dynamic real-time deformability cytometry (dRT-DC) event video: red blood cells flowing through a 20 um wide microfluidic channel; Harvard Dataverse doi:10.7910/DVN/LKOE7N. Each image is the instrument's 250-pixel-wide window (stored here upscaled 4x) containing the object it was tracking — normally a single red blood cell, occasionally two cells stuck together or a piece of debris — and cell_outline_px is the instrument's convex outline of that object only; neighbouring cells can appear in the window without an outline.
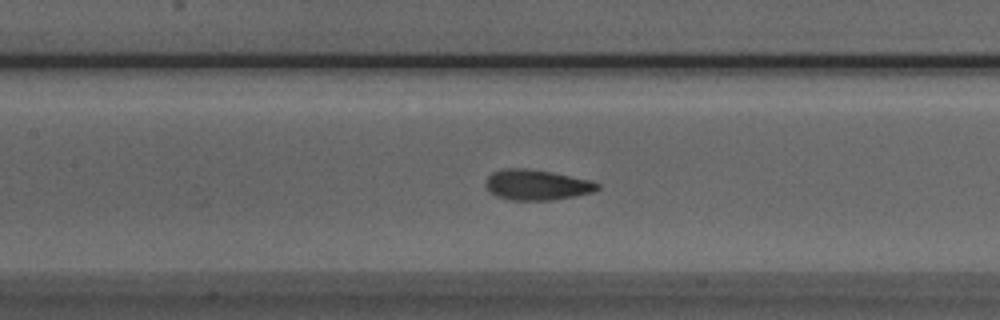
{"species": "Egyptian fruit bat (a non-hibernating species)", "species_latin": "Rousettus aegyptiacus", "temperature_condition": "room temperature", "stored_images_in_passage": 52, "camera_frame_rate_fps": 3000, "um_per_image_px": 0.085, "animal": {"sex": "male"}, "frame": {"image": 1, "passage_image": 23, "time_ms": 7.333, "image_size_px": [1000, 320], "cell_outline_px": [[600, 188], [592, 192], [552, 200], [512, 200], [496, 196], [484, 184], [484, 180], [492, 172], [504, 168], [528, 168], [552, 172], [592, 180], [600, 184]], "centroid_in_image_um": [45.61, 15.7], "position_along_channel_um": 161.8, "area_um2": 19.88}}
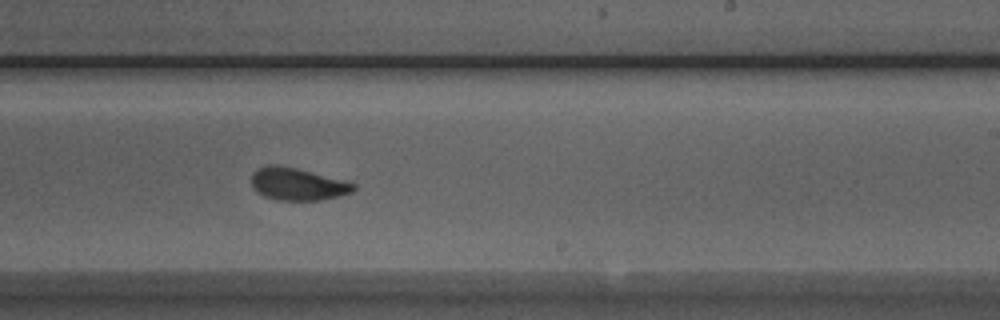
{"frame": {"image": 2, "passage_image": 31, "time_ms": 10.0, "image_size_px": [1000, 320], "cell_outline_px": [[356, 188], [352, 192], [340, 196], [320, 200], [276, 200], [264, 196], [256, 192], [252, 184], [252, 172], [256, 168], [268, 164], [276, 164], [296, 168], [344, 180], [356, 184]], "centroid_in_image_um": [25.27, 15.64], "position_along_channel_um": 263.7, "area_um2": 19.42}}
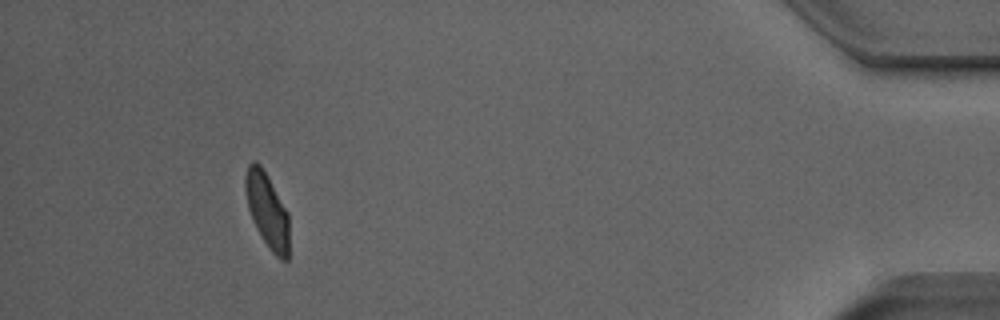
{"frame": {"image": 3, "passage_image": 48, "time_ms": 15.667, "image_size_px": [1000, 320], "cell_outline_px": [[288, 260], [280, 260], [268, 248], [256, 228], [252, 220], [248, 208], [244, 188], [244, 180], [248, 164], [252, 160], [256, 160], [260, 164], [268, 176], [288, 212]], "centroid_in_image_um": [22.69, 17.86], "position_along_channel_um": 412.5, "area_um2": 19.25}, "authors_computed_cell_mechanics": {"area_um2": 19.5942, "velocity_mm_per_s": 3.8354, "shape_relaxation_time_tau1_ms": 4.2343, "shape_relaxation_time_tau2_ms": 1.051, "deformation_change_tau1": 0.128, "deformation_change_tau2": 0.0648}}